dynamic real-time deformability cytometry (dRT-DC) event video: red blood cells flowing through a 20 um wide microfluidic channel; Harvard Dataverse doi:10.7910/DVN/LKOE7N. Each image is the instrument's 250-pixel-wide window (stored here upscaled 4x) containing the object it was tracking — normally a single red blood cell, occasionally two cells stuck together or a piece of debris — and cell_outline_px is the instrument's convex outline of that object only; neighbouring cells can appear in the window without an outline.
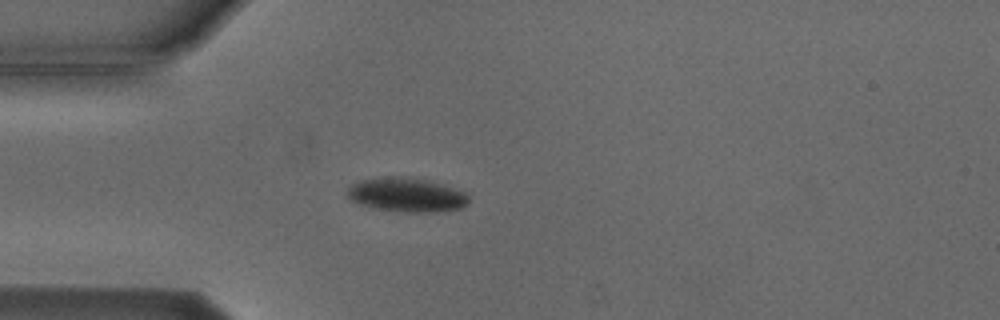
{"species": "Egyptian fruit bat (a non-hibernating species)", "species_latin": "Rousettus aegyptiacus", "temperature_condition": "cold", "stored_images_in_passage": 1, "camera_frame_rate_fps": 3000, "um_per_image_px": 0.085, "animal": {"sex": "male"}, "frame": {"image": 1, "passage_image": 1, "time_ms": 0.0, "image_size_px": [1000, 320], "cell_outline_px": [[468, 204], [460, 208], [436, 212], [400, 212], [372, 208], [348, 200], [344, 192], [352, 184], [360, 180], [392, 176], [404, 176], [428, 180], [444, 184], [468, 192]], "centroid_in_image_um": [34.54, 16.56], "position_along_channel_um": 50.5, "area_um2": 24.68}}